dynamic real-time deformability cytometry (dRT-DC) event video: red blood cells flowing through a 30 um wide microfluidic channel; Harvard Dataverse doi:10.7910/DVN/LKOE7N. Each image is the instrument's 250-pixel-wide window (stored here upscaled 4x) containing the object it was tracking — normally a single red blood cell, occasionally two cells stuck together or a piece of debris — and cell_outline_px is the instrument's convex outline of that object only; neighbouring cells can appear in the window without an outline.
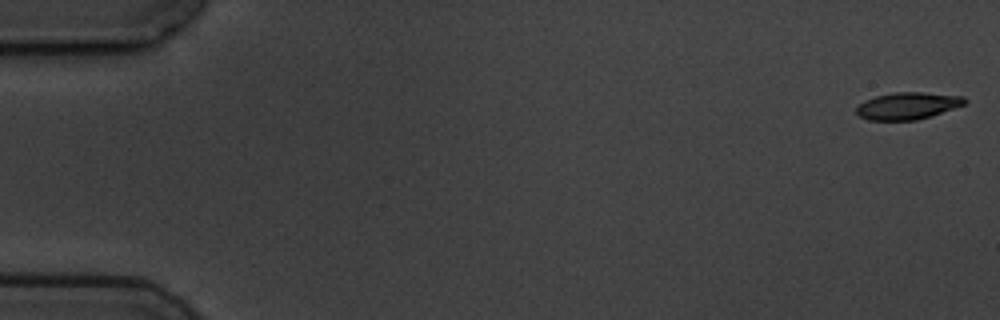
{"species": "common noctule bat (a hibernating species)", "species_latin": "Nyctalus noctula", "temperature_condition": "cold", "stored_images_in_passage": 6, "camera_frame_rate_fps": 3000, "um_per_image_px": 0.085, "animal": {"sex": "male", "body_mass_g": 19.5, "forearm_length_mm": 54.6}, "frame": {"image": 1, "passage_image": 1, "time_ms": 0.0, "image_size_px": [1000, 320], "cell_outline_px": [[968, 100], [964, 104], [916, 120], [868, 120], [860, 116], [856, 112], [856, 108], [864, 100], [876, 96], [892, 92], [924, 92], [964, 96]], "centroid_in_image_um": [77.12, 8.98], "position_along_channel_um": 7.9, "area_um2": 16.88}}
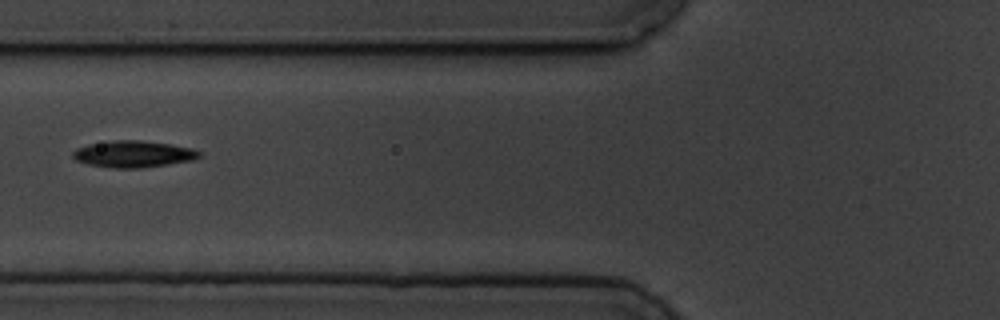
{"frame": {"image": 2, "passage_image": 6, "time_ms": 7.0, "image_size_px": [1000, 320], "cell_outline_px": [[204, 152], [200, 156], [192, 160], [140, 168], [112, 168], [88, 164], [76, 160], [72, 156], [72, 152], [76, 148], [88, 144], [112, 140], [140, 140], [172, 144], [192, 148]], "centroid_in_image_um": [11.33, 13.08], "position_along_channel_um": 114.5, "area_um2": 19.71}}